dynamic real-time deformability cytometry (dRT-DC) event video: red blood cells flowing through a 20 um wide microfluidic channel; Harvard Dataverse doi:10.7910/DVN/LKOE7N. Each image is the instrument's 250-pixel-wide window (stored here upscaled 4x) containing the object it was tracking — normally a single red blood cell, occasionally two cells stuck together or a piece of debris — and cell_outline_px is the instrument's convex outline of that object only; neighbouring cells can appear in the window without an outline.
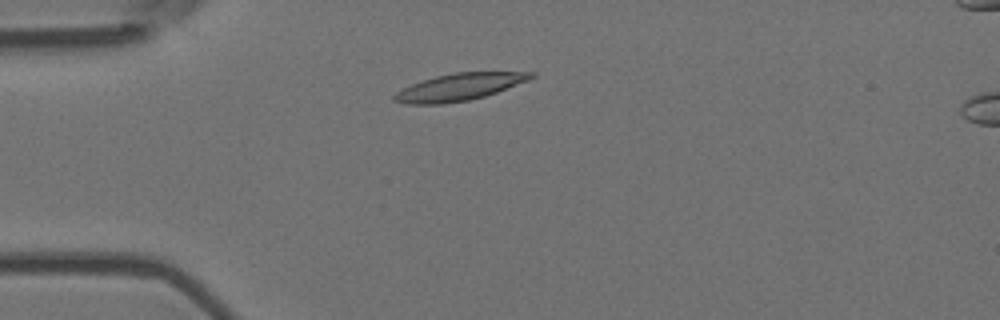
{"species": "Egyptian fruit bat (a non-hibernating species)", "species_latin": "Rousettus aegyptiacus", "temperature_condition": "room temperature", "stored_images_in_passage": 4, "camera_frame_rate_fps": 3000, "um_per_image_px": 0.085, "animal": {"sex": "female"}, "frame": {"image": 1, "passage_image": 2, "time_ms": 0.333, "image_size_px": [1000, 320], "cell_outline_px": [[536, 76], [528, 80], [496, 92], [484, 96], [468, 100], [444, 104], [408, 104], [392, 100], [392, 96], [396, 92], [412, 84], [436, 76], [456, 72], [536, 72]], "centroid_in_image_um": [39.03, 7.4], "position_along_channel_um": 46.0, "area_um2": 21.33}}
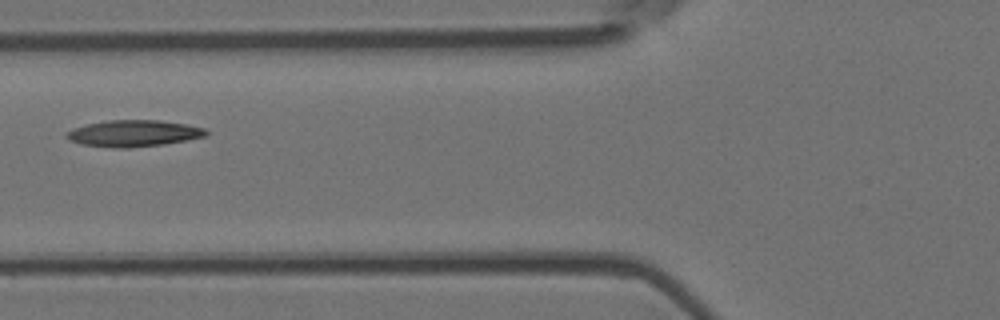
{"frame": {"image": 2, "passage_image": 4, "time_ms": 1.0, "image_size_px": [1000, 320], "cell_outline_px": [[208, 136], [188, 140], [164, 144], [128, 148], [112, 148], [80, 144], [68, 140], [64, 136], [64, 132], [72, 128], [88, 124], [108, 120], [160, 120], [184, 124], [204, 128], [208, 132]], "centroid_in_image_um": [11.32, 11.34], "position_along_channel_um": 114.5, "area_um2": 21.79}}